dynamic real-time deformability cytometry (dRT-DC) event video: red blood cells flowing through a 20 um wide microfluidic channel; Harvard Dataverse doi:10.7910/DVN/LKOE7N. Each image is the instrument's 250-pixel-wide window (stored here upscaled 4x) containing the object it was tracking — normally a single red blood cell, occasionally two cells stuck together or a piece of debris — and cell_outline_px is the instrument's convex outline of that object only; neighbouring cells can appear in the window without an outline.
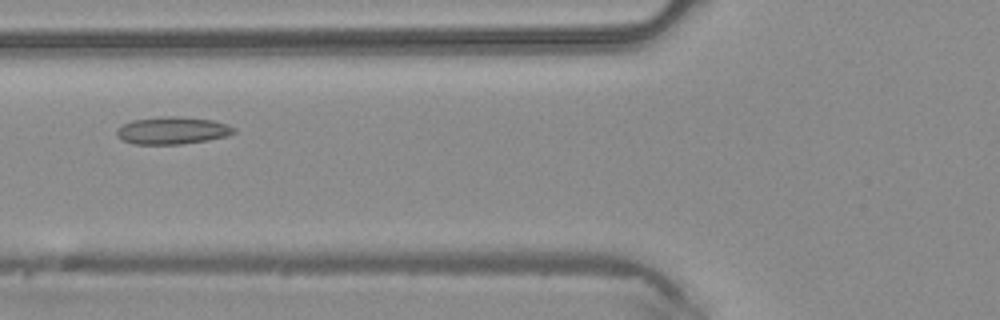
{"species": "common noctule bat (a hibernating species)", "species_latin": "Nyctalus noctula", "temperature_condition": "warm", "stored_images_in_passage": 3, "camera_frame_rate_fps": 3000, "um_per_image_px": 0.085, "animal": {"sex": "male", "body_mass_g": 20.4}, "frame": {"image": 1, "passage_image": 3, "time_ms": 0.667, "image_size_px": [1000, 320], "cell_outline_px": [[236, 132], [228, 136], [208, 140], [180, 144], [132, 144], [116, 136], [116, 128], [132, 120], [160, 116], [176, 116], [212, 120], [228, 124], [236, 128]], "centroid_in_image_um": [14.66, 11.09], "position_along_channel_um": 111.1, "area_um2": 18.84}}